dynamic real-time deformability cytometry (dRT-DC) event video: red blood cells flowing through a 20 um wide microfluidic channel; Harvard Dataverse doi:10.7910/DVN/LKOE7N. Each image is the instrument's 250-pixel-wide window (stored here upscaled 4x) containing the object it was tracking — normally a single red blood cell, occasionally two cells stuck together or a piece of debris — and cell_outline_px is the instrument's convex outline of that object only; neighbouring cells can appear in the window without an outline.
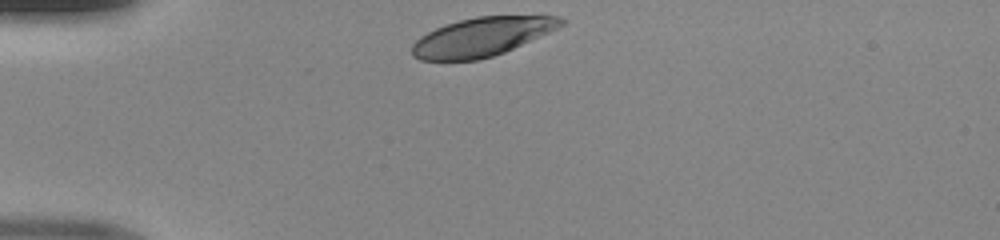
{"species": "human", "species_latin": "Homo sapiens", "temperature_condition": "room temperature", "stored_images_in_passage": 29, "camera_frame_rate_fps": 3000, "um_per_image_px": 0.085, "donor": {"sex": "male"}, "frame": {"image": 1, "passage_image": 1, "time_ms": 0.0, "image_size_px": [1000, 240], "cell_outline_px": [[564, 24], [548, 32], [504, 52], [492, 56], [476, 60], [420, 60], [412, 56], [412, 44], [420, 36], [444, 24], [476, 16], [560, 16], [564, 20]], "centroid_in_image_um": [40.91, 3.13], "position_along_channel_um": 44.1, "area_um2": 33.23}}
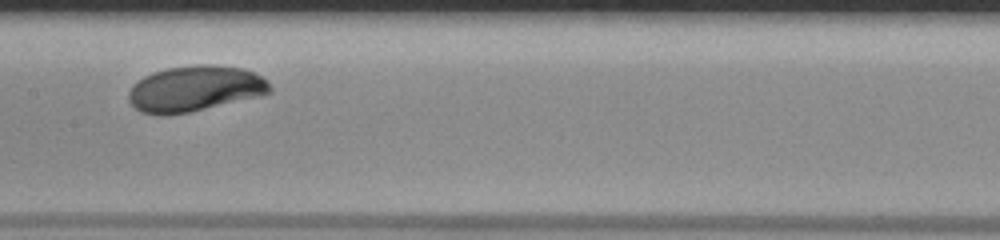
{"frame": {"image": 2, "passage_image": 14, "time_ms": 4.333, "image_size_px": [1000, 240], "cell_outline_px": [[272, 92], [264, 96], [188, 112], [168, 116], [156, 116], [140, 112], [128, 100], [128, 92], [132, 84], [144, 76], [152, 72], [168, 68], [196, 64], [212, 64], [244, 68], [260, 76], [272, 88]], "centroid_in_image_um": [16.55, 7.55], "position_along_channel_um": 190.9, "area_um2": 38.15}}
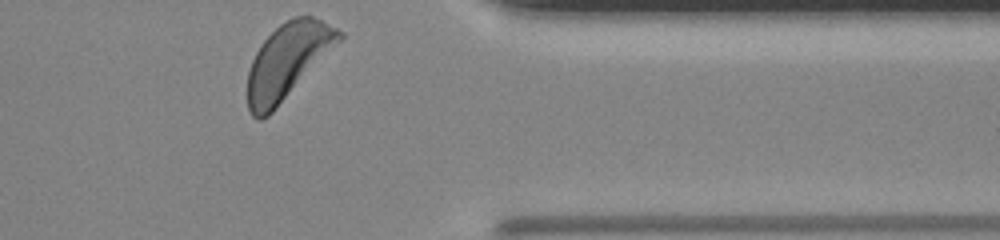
{"frame": {"image": 3, "passage_image": 29, "time_ms": 9.333, "image_size_px": [1000, 240], "cell_outline_px": [[344, 36], [272, 112], [268, 116], [260, 120], [256, 120], [252, 116], [248, 108], [248, 72], [252, 60], [260, 44], [284, 20], [296, 16], [312, 16], [344, 32]], "centroid_in_image_um": [24.41, 5.19], "position_along_channel_um": 387.0, "area_um2": 39.3}}